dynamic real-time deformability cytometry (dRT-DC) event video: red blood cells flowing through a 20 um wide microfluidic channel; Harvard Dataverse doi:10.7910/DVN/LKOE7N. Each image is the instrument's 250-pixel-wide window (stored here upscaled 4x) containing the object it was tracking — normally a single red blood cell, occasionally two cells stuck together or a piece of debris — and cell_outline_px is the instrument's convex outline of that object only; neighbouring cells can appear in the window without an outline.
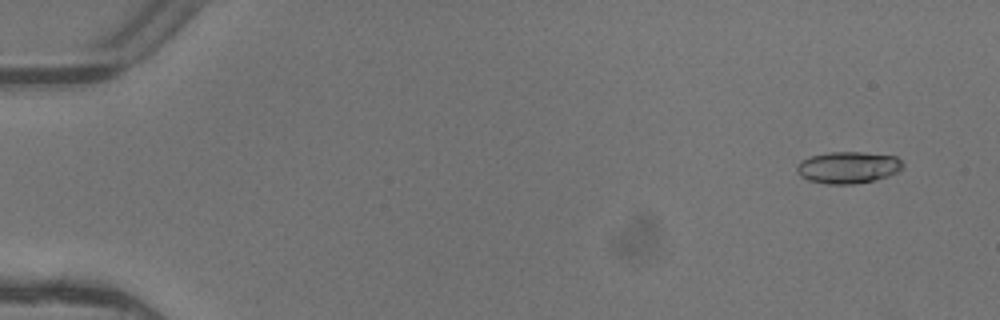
{"species": "common noctule bat (a hibernating species)", "species_latin": "Nyctalus noctula", "temperature_condition": "warm", "stored_images_in_passage": 5, "segment_of_instrument_passage": [2, 2], "camera_frame_rate_fps": 3000, "um_per_image_px": 0.085, "animal": {"sex": "female"}, "frame": {"image": 1, "passage_image": 5, "time_ms": 1.333, "image_size_px": [1000, 320], "cell_outline_px": [[904, 168], [888, 176], [872, 180], [852, 184], [828, 184], [808, 180], [800, 176], [796, 172], [796, 164], [800, 160], [812, 156], [828, 152], [860, 152], [896, 156], [904, 164]], "centroid_in_image_um": [72.06, 14.23], "position_along_channel_um": 12.9, "area_um2": 19.65}}